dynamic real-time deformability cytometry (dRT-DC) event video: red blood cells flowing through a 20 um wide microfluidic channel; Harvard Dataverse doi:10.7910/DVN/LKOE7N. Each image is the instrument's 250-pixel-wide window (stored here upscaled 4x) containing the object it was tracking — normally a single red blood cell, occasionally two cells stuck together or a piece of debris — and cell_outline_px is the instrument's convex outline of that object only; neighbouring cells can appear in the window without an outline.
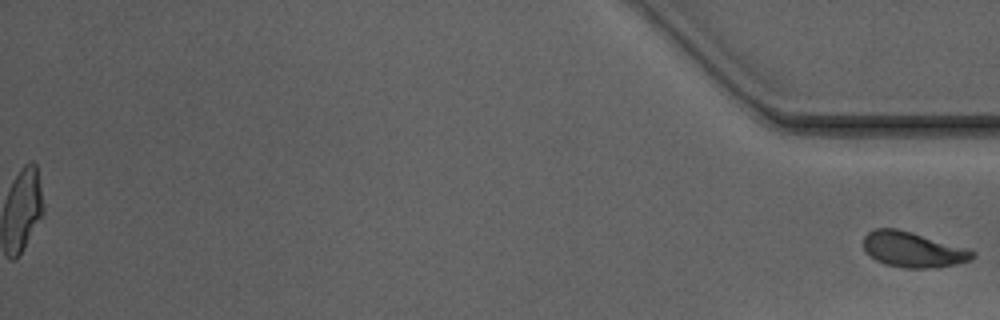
{"species": "Egyptian fruit bat (a non-hibernating species)", "species_latin": "Rousettus aegyptiacus", "temperature_condition": "warm", "stored_images_in_passage": 50, "segment_of_instrument_passage": [2, 2], "camera_frame_rate_fps": 3000, "um_per_image_px": 0.085, "animal": {"sex": "male"}, "frame": {"image": 1, "passage_image": 50, "time_ms": 16.333, "image_size_px": [1000, 320], "cell_outline_px": [[976, 256], [972, 260], [956, 264], [936, 268], [904, 268], [888, 264], [876, 260], [864, 248], [864, 236], [868, 232], [876, 228], [896, 228], [912, 232], [972, 248], [976, 252]], "centroid_in_image_um": [77.71, 21.21], "position_along_channel_um": 357.5, "area_um2": 22.77}}